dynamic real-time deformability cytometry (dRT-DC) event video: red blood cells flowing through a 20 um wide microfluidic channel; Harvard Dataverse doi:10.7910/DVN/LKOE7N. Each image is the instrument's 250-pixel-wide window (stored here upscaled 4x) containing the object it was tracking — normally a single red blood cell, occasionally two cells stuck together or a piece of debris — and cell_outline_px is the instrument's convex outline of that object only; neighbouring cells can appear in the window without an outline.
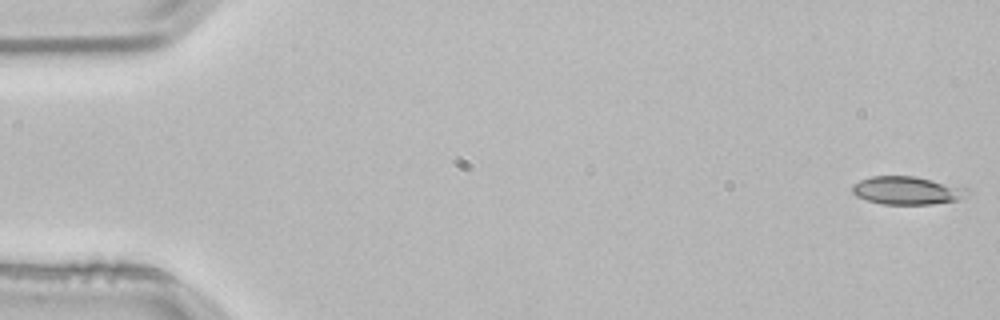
{"species": "common noctule bat (a hibernating species)", "species_latin": "Nyctalus noctula", "temperature_condition": "room temperature", "stored_images_in_passage": 3, "segment_of_instrument_passage": [2, 2], "camera_frame_rate_fps": 3000, "um_per_image_px": 0.085, "animal": {"sex": "male", "body_mass_g": 21.5, "forearm_length_mm": 52.0}, "frame": {"image": 1, "passage_image": 3, "time_ms": 0.667, "image_size_px": [1000, 320], "cell_outline_px": [[972, 192], [956, 200], [932, 204], [880, 204], [856, 196], [852, 192], [852, 184], [860, 180], [872, 176], [916, 176], [964, 184]], "centroid_in_image_um": [77.2, 16.16], "position_along_channel_um": 7.8, "area_um2": 19.42}}